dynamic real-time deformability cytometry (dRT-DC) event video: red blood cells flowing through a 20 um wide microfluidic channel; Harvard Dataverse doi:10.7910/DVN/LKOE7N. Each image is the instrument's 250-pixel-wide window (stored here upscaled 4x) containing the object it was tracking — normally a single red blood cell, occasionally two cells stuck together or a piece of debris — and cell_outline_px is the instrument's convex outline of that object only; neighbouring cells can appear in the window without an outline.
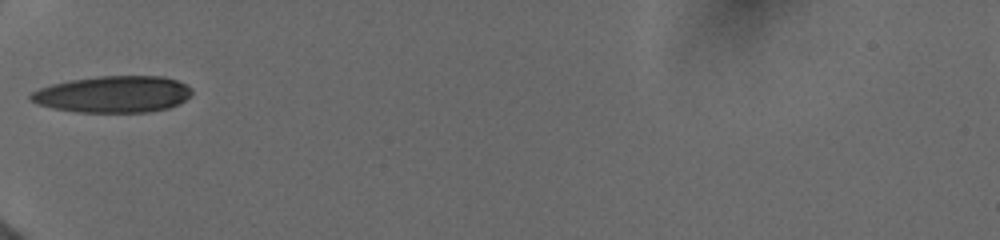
{"species": "human", "species_latin": "Homo sapiens", "temperature_condition": "cold", "stored_images_in_passage": 14, "camera_frame_rate_fps": 3000, "um_per_image_px": 0.085, "donor": {"sex": "female"}, "frame": {"image": 1, "passage_image": 1, "time_ms": 0.0, "image_size_px": [1000, 240], "cell_outline_px": [[192, 92], [184, 100], [168, 108], [148, 112], [76, 112], [52, 108], [28, 100], [28, 96], [32, 92], [40, 88], [52, 84], [72, 80], [96, 76], [164, 76], [176, 80], [192, 88]], "centroid_in_image_um": [9.59, 8.01], "position_along_channel_um": 75.4, "area_um2": 34.28}}
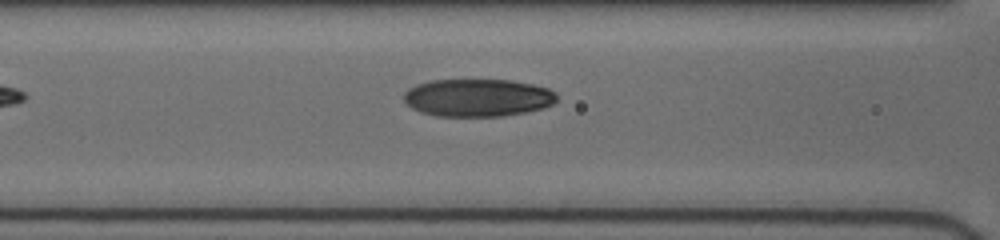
{"frame": {"image": 2, "passage_image": 6, "time_ms": 1.333, "image_size_px": [1000, 240], "cell_outline_px": [[556, 100], [552, 104], [540, 108], [524, 112], [500, 116], [436, 116], [420, 112], [412, 108], [404, 100], [404, 92], [408, 88], [416, 84], [428, 80], [512, 80], [532, 84], [548, 88], [556, 92]], "centroid_in_image_um": [40.56, 8.29], "position_along_channel_um": 126.0, "area_um2": 33.58}}
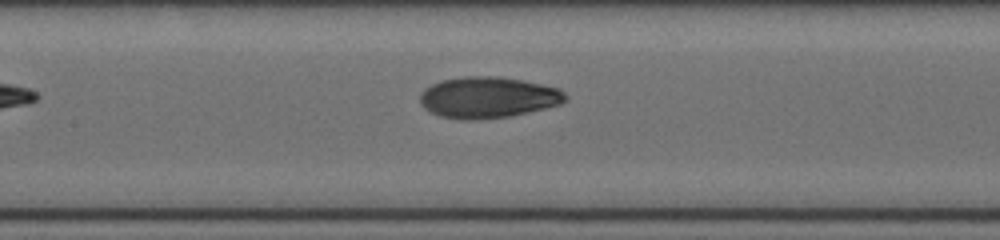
{"frame": {"image": 3, "passage_image": 11, "time_ms": 2.333, "image_size_px": [1000, 240], "cell_outline_px": [[568, 96], [560, 104], [544, 108], [508, 116], [472, 120], [460, 120], [440, 116], [424, 108], [420, 100], [420, 96], [424, 88], [440, 80], [464, 76], [500, 76], [524, 80], [560, 88]], "centroid_in_image_um": [41.47, 8.26], "position_along_channel_um": 165.9, "area_um2": 34.91}}